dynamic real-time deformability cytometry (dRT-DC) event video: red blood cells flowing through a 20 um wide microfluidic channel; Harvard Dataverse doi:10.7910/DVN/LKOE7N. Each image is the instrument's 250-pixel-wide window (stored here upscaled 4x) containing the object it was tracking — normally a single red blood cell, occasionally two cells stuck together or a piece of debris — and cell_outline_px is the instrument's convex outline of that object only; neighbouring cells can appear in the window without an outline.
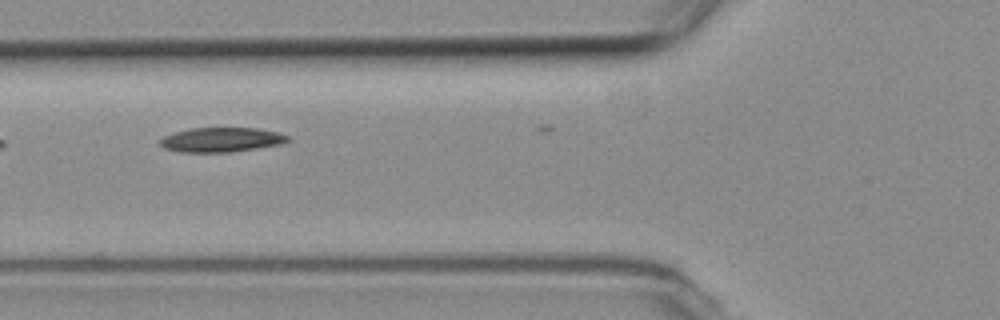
{"species": "common noctule bat (a hibernating species)", "species_latin": "Nyctalus noctula", "temperature_condition": "room temperature", "stored_images_in_passage": 21, "camera_frame_rate_fps": 3000, "um_per_image_px": 0.085, "animal": {"sex": "female", "body_mass_g": 19.3, "forearm_length_mm": 54.1}, "frame": {"image": 1, "passage_image": 2, "time_ms": 0.333, "image_size_px": [1000, 320], "cell_outline_px": [[288, 140], [284, 144], [228, 152], [180, 152], [164, 148], [160, 144], [160, 140], [164, 136], [176, 132], [192, 128], [260, 128], [280, 132], [288, 136]], "centroid_in_image_um": [18.85, 11.87], "position_along_channel_um": 106.9, "area_um2": 18.21}}